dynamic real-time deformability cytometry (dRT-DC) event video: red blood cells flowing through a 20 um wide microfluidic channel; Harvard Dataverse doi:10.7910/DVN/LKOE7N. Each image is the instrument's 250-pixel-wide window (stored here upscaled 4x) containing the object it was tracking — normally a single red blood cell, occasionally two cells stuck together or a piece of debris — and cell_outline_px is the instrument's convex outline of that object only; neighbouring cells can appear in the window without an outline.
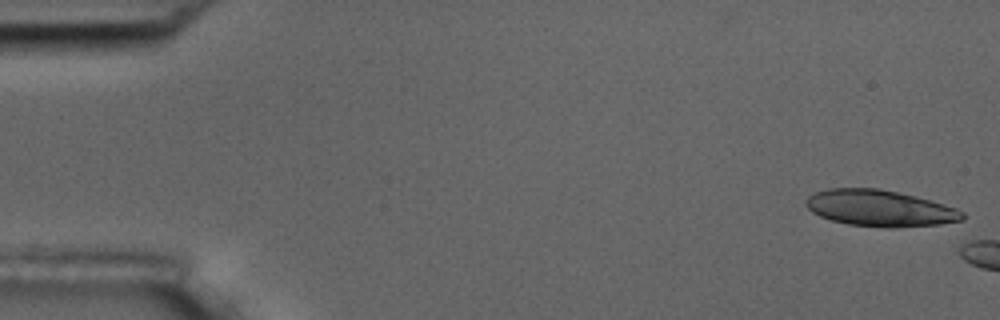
{"species": "common noctule bat (a hibernating species)", "species_latin": "Nyctalus noctula", "temperature_condition": "room temperature", "stored_images_in_passage": 3, "camera_frame_rate_fps": 3000, "um_per_image_px": 0.085, "animal": {"sex": "male", "body_mass_g": 17.5, "forearm_length_mm": 52.3}, "frame": {"image": 1, "passage_image": 1, "time_ms": 0.0, "image_size_px": [1000, 320], "cell_outline_px": [[964, 220], [940, 224], [896, 228], [888, 228], [848, 224], [832, 220], [820, 216], [812, 212], [804, 204], [804, 200], [808, 196], [816, 192], [828, 188], [880, 188], [916, 196], [956, 208], [964, 212]], "centroid_in_image_um": [74.78, 17.7], "position_along_channel_um": 10.2, "area_um2": 33.29}}